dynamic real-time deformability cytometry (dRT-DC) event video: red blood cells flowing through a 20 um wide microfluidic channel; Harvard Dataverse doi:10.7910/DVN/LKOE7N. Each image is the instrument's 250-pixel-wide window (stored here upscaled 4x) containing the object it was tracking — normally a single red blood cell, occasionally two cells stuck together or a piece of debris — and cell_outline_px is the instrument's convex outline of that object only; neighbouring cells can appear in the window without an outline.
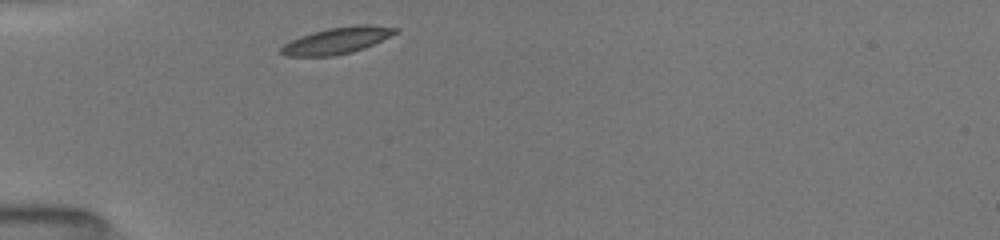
{"species": "common noctule bat (a hibernating species)", "species_latin": "Nyctalus noctula", "temperature_condition": "room temperature", "stored_images_in_passage": 32, "camera_frame_rate_fps": 3000, "um_per_image_px": 0.085, "animal": {"sex": "female", "body_mass_g": 19.5, "forearm_length_mm": 54.1}, "frame": {"image": 1, "passage_image": 1, "time_ms": 0.0, "image_size_px": [1000, 240], "cell_outline_px": [[396, 32], [364, 48], [352, 52], [332, 56], [284, 56], [280, 52], [280, 48], [284, 44], [300, 36], [312, 32], [328, 28], [356, 24], [368, 24], [396, 28]], "centroid_in_image_um": [28.58, 3.44], "position_along_channel_um": 56.4, "area_um2": 17.4}}
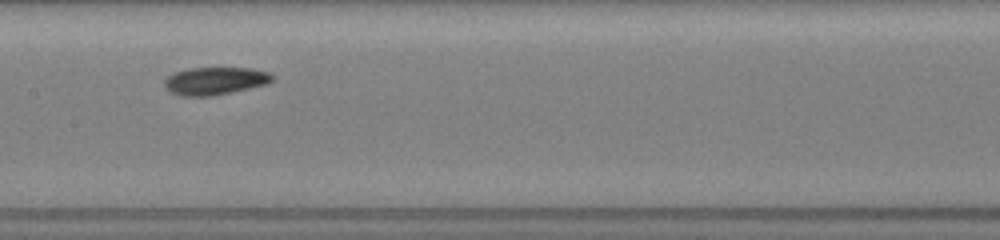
{"frame": {"image": 2, "passage_image": 12, "time_ms": 3.667, "image_size_px": [1000, 240], "cell_outline_px": [[276, 80], [264, 84], [248, 88], [212, 96], [180, 96], [168, 92], [164, 88], [164, 80], [172, 72], [192, 68], [252, 68], [268, 72], [276, 76]], "centroid_in_image_um": [18.25, 6.87], "position_along_channel_um": 189.2, "area_um2": 17.57}}
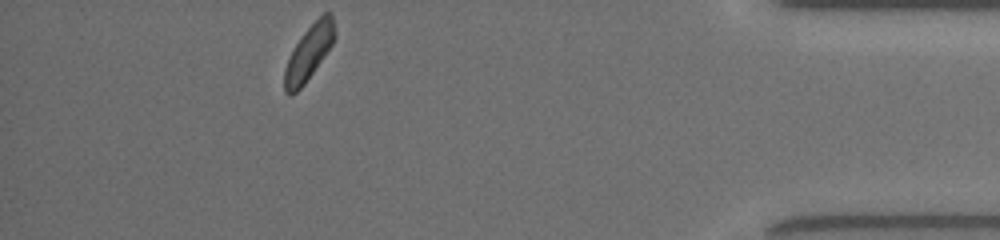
{"frame": {"image": 3, "passage_image": 32, "time_ms": 10.333, "image_size_px": [1000, 240], "cell_outline_px": [[336, 36], [332, 44], [304, 84], [292, 96], [288, 96], [284, 92], [284, 68], [296, 44], [304, 32], [324, 12], [332, 12]], "centroid_in_image_um": [26.25, 4.49], "position_along_channel_um": 409.0, "area_um2": 15.78}, "authors_computed_cell_mechanics": {"area_um2": 17.2822, "velocity_mm_per_s": 3.9613, "shape_relaxation_time_tau1_ms": 2.1282, "shape_relaxation_time_tau2_ms": null, "deformation_change_tau1": 0.0944, "deformation_change_tau2": null}}